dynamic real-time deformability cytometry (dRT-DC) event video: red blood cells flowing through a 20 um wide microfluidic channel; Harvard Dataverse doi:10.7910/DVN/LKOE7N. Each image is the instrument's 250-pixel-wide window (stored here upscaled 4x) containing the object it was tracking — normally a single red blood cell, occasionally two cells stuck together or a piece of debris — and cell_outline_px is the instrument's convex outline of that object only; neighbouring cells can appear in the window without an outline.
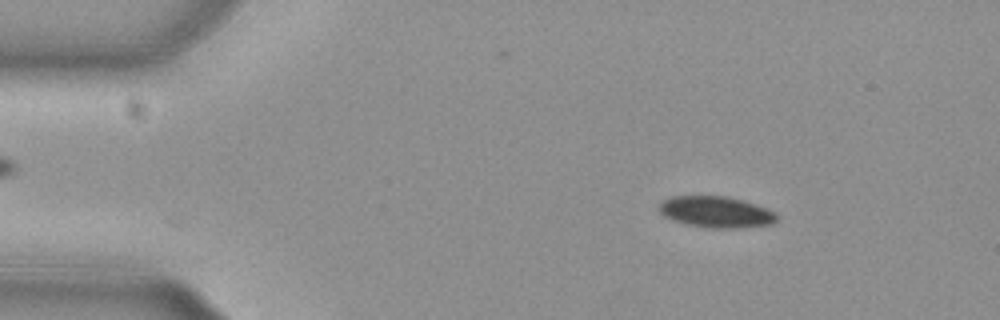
{"species": "common noctule bat (a hibernating species)", "species_latin": "Nyctalus noctula", "temperature_condition": "cold", "stored_images_in_passage": 28, "camera_frame_rate_fps": 3000, "um_per_image_px": 0.085, "animal": {"sex": "female", "body_mass_g": 29.2, "forearm_length_mm": 56.3}, "frame": {"image": 1, "passage_image": 1, "time_ms": 0.0, "image_size_px": [1000, 320], "cell_outline_px": [[776, 220], [772, 224], [740, 228], [708, 228], [688, 224], [672, 220], [664, 216], [660, 212], [660, 204], [664, 200], [672, 196], [724, 196], [756, 204], [772, 212], [776, 216]], "centroid_in_image_um": [60.84, 18.03], "position_along_channel_um": 24.2, "area_um2": 21.1}}
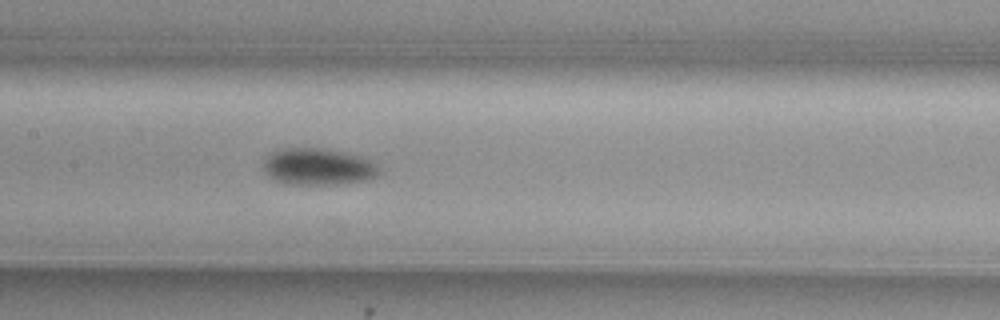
{"frame": {"image": 2, "passage_image": 19, "time_ms": 6.0, "image_size_px": [1000, 320], "cell_outline_px": [[380, 172], [376, 176], [368, 180], [336, 184], [288, 184], [276, 180], [264, 168], [264, 164], [276, 152], [300, 148], [308, 148], [340, 152], [356, 156], [368, 160], [376, 164], [380, 168]], "centroid_in_image_um": [27.14, 14.22], "position_along_channel_um": 180.3, "area_um2": 23.47}}
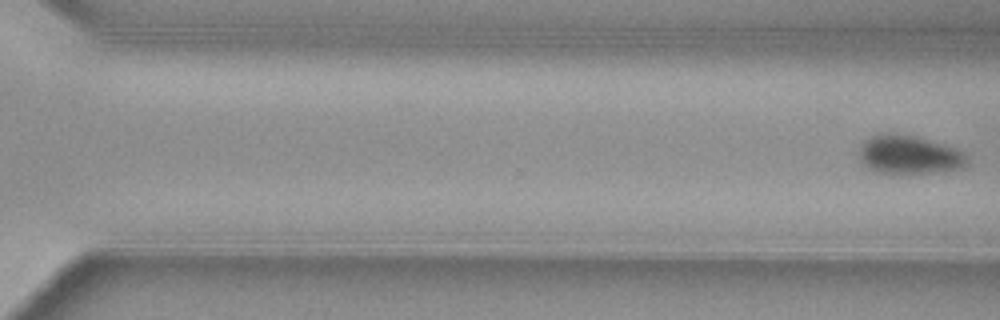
{"frame": {"image": 3, "passage_image": 28, "time_ms": 9.0, "image_size_px": [1000, 320], "cell_outline_px": [[968, 164], [960, 168], [932, 172], [876, 172], [868, 168], [860, 160], [860, 144], [872, 136], [888, 132], [896, 132], [928, 140], [956, 148], [968, 160]], "centroid_in_image_um": [77.23, 13.13], "position_along_channel_um": 293.4, "area_um2": 23.7}}